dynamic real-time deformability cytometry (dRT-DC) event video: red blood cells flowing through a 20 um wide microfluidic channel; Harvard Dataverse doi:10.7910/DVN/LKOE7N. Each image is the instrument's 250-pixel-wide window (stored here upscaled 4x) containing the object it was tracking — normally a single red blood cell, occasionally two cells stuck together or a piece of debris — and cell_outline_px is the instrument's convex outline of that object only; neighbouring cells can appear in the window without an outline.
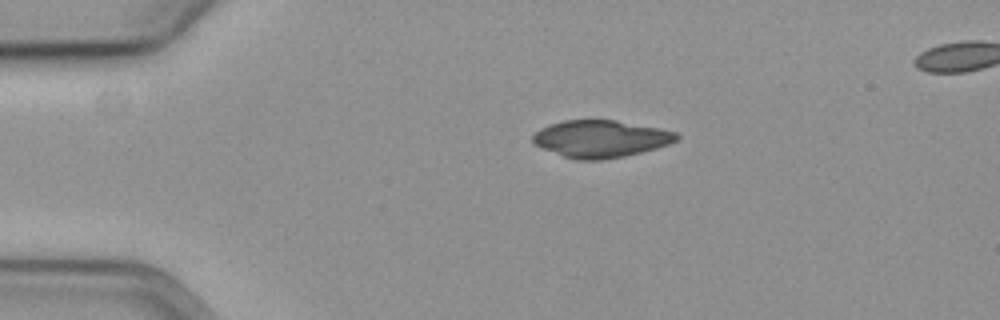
{"species": "common noctule bat (a hibernating species)", "species_latin": "Nyctalus noctula", "temperature_condition": "cold", "stored_images_in_passage": 47, "camera_frame_rate_fps": 3000, "um_per_image_px": 0.085, "animal": {"sex": "female", "body_mass_g": 19.3, "forearm_length_mm": 54.1}, "frame": {"image": 1, "passage_image": 1, "time_ms": 0.0, "image_size_px": [1000, 320], "cell_outline_px": [[680, 136], [676, 140], [668, 144], [656, 148], [624, 156], [600, 160], [576, 160], [564, 156], [532, 144], [532, 136], [540, 128], [548, 124], [564, 120], [616, 120], [660, 128], [676, 132]], "centroid_in_image_um": [51.03, 11.79], "position_along_channel_um": 34.0, "area_um2": 31.1}}
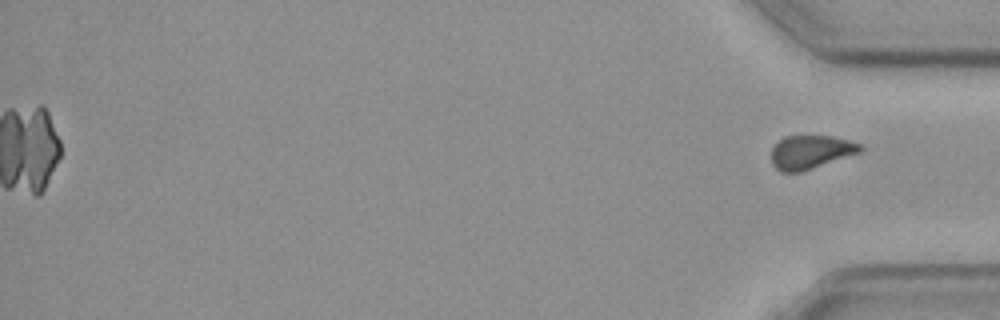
{"frame": {"image": 2, "passage_image": 47, "time_ms": 15.333, "image_size_px": [1000, 320], "cell_outline_px": [[864, 148], [860, 152], [800, 172], [780, 172], [772, 164], [772, 148], [784, 136], [832, 136], [864, 144]], "centroid_in_image_um": [68.92, 12.91], "position_along_channel_um": 366.3, "area_um2": 17.28}}